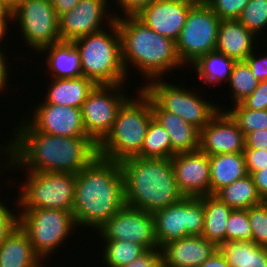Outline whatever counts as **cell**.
Returning a JSON list of instances; mask_svg holds the SVG:
<instances>
[{
  "instance_id": "1",
  "label": "cell",
  "mask_w": 267,
  "mask_h": 267,
  "mask_svg": "<svg viewBox=\"0 0 267 267\" xmlns=\"http://www.w3.org/2000/svg\"><path fill=\"white\" fill-rule=\"evenodd\" d=\"M22 121L13 132V139L0 148V154L7 156L3 158L7 162L6 166L3 164L5 170L22 166L27 172L77 174L98 155V146L90 138L43 133L36 131L26 118Z\"/></svg>"
},
{
  "instance_id": "2",
  "label": "cell",
  "mask_w": 267,
  "mask_h": 267,
  "mask_svg": "<svg viewBox=\"0 0 267 267\" xmlns=\"http://www.w3.org/2000/svg\"><path fill=\"white\" fill-rule=\"evenodd\" d=\"M125 205L119 162L96 156L76 174L72 214L77 226L97 230Z\"/></svg>"
},
{
  "instance_id": "3",
  "label": "cell",
  "mask_w": 267,
  "mask_h": 267,
  "mask_svg": "<svg viewBox=\"0 0 267 267\" xmlns=\"http://www.w3.org/2000/svg\"><path fill=\"white\" fill-rule=\"evenodd\" d=\"M114 17L120 33L122 64L126 74L127 65L132 64L146 81H151L164 79L163 74L184 66L172 39L156 33L136 16L123 17L117 13Z\"/></svg>"
},
{
  "instance_id": "4",
  "label": "cell",
  "mask_w": 267,
  "mask_h": 267,
  "mask_svg": "<svg viewBox=\"0 0 267 267\" xmlns=\"http://www.w3.org/2000/svg\"><path fill=\"white\" fill-rule=\"evenodd\" d=\"M119 163L124 177L125 205L153 214L184 197L177 186L171 159L135 156Z\"/></svg>"
},
{
  "instance_id": "5",
  "label": "cell",
  "mask_w": 267,
  "mask_h": 267,
  "mask_svg": "<svg viewBox=\"0 0 267 267\" xmlns=\"http://www.w3.org/2000/svg\"><path fill=\"white\" fill-rule=\"evenodd\" d=\"M138 91V98L132 96L118 111L112 130L98 145V156L120 162L135 157L141 151L154 117L151 97L141 87Z\"/></svg>"
},
{
  "instance_id": "6",
  "label": "cell",
  "mask_w": 267,
  "mask_h": 267,
  "mask_svg": "<svg viewBox=\"0 0 267 267\" xmlns=\"http://www.w3.org/2000/svg\"><path fill=\"white\" fill-rule=\"evenodd\" d=\"M112 29V30H111ZM101 30L72 41L80 52L83 76L97 85L124 84L121 39L116 21ZM112 31V32H111Z\"/></svg>"
},
{
  "instance_id": "7",
  "label": "cell",
  "mask_w": 267,
  "mask_h": 267,
  "mask_svg": "<svg viewBox=\"0 0 267 267\" xmlns=\"http://www.w3.org/2000/svg\"><path fill=\"white\" fill-rule=\"evenodd\" d=\"M19 212L18 225L41 260L52 255L77 227L72 211L37 208Z\"/></svg>"
},
{
  "instance_id": "8",
  "label": "cell",
  "mask_w": 267,
  "mask_h": 267,
  "mask_svg": "<svg viewBox=\"0 0 267 267\" xmlns=\"http://www.w3.org/2000/svg\"><path fill=\"white\" fill-rule=\"evenodd\" d=\"M26 177L16 200L17 208L72 211L76 173L28 172Z\"/></svg>"
},
{
  "instance_id": "9",
  "label": "cell",
  "mask_w": 267,
  "mask_h": 267,
  "mask_svg": "<svg viewBox=\"0 0 267 267\" xmlns=\"http://www.w3.org/2000/svg\"><path fill=\"white\" fill-rule=\"evenodd\" d=\"M150 82L145 86L142 85L141 88L163 110L175 114L199 130H202L221 109H224L203 99L189 88H183L182 85L177 87L162 79H154Z\"/></svg>"
},
{
  "instance_id": "10",
  "label": "cell",
  "mask_w": 267,
  "mask_h": 267,
  "mask_svg": "<svg viewBox=\"0 0 267 267\" xmlns=\"http://www.w3.org/2000/svg\"><path fill=\"white\" fill-rule=\"evenodd\" d=\"M220 21L205 2L190 9L176 41V50L183 65H192L201 56L215 51Z\"/></svg>"
},
{
  "instance_id": "11",
  "label": "cell",
  "mask_w": 267,
  "mask_h": 267,
  "mask_svg": "<svg viewBox=\"0 0 267 267\" xmlns=\"http://www.w3.org/2000/svg\"><path fill=\"white\" fill-rule=\"evenodd\" d=\"M123 87L124 84L96 85L82 105L83 126L97 146L110 133L118 111L130 97Z\"/></svg>"
},
{
  "instance_id": "12",
  "label": "cell",
  "mask_w": 267,
  "mask_h": 267,
  "mask_svg": "<svg viewBox=\"0 0 267 267\" xmlns=\"http://www.w3.org/2000/svg\"><path fill=\"white\" fill-rule=\"evenodd\" d=\"M158 247L190 235H201L204 228V203L200 197H183L153 213Z\"/></svg>"
},
{
  "instance_id": "13",
  "label": "cell",
  "mask_w": 267,
  "mask_h": 267,
  "mask_svg": "<svg viewBox=\"0 0 267 267\" xmlns=\"http://www.w3.org/2000/svg\"><path fill=\"white\" fill-rule=\"evenodd\" d=\"M14 20L18 21L26 46L37 52L60 41L58 17L51 0H27L19 4L12 10Z\"/></svg>"
},
{
  "instance_id": "14",
  "label": "cell",
  "mask_w": 267,
  "mask_h": 267,
  "mask_svg": "<svg viewBox=\"0 0 267 267\" xmlns=\"http://www.w3.org/2000/svg\"><path fill=\"white\" fill-rule=\"evenodd\" d=\"M101 240H124L148 249L159 248L152 213L124 205L96 231Z\"/></svg>"
},
{
  "instance_id": "15",
  "label": "cell",
  "mask_w": 267,
  "mask_h": 267,
  "mask_svg": "<svg viewBox=\"0 0 267 267\" xmlns=\"http://www.w3.org/2000/svg\"><path fill=\"white\" fill-rule=\"evenodd\" d=\"M108 1L80 0L70 12L60 15L58 17L60 41L72 42L103 30V19L108 20L106 21L108 25L114 23L116 18L113 14H108Z\"/></svg>"
},
{
  "instance_id": "16",
  "label": "cell",
  "mask_w": 267,
  "mask_h": 267,
  "mask_svg": "<svg viewBox=\"0 0 267 267\" xmlns=\"http://www.w3.org/2000/svg\"><path fill=\"white\" fill-rule=\"evenodd\" d=\"M31 113L33 117L27 118L26 121L36 131L62 137L89 138L83 126L82 111L79 108L44 101L41 105L39 103Z\"/></svg>"
},
{
  "instance_id": "17",
  "label": "cell",
  "mask_w": 267,
  "mask_h": 267,
  "mask_svg": "<svg viewBox=\"0 0 267 267\" xmlns=\"http://www.w3.org/2000/svg\"><path fill=\"white\" fill-rule=\"evenodd\" d=\"M171 161L177 186L184 197L210 195V161L206 153L180 152Z\"/></svg>"
},
{
  "instance_id": "18",
  "label": "cell",
  "mask_w": 267,
  "mask_h": 267,
  "mask_svg": "<svg viewBox=\"0 0 267 267\" xmlns=\"http://www.w3.org/2000/svg\"><path fill=\"white\" fill-rule=\"evenodd\" d=\"M194 5L188 0H153L136 17L156 33L176 42Z\"/></svg>"
},
{
  "instance_id": "19",
  "label": "cell",
  "mask_w": 267,
  "mask_h": 267,
  "mask_svg": "<svg viewBox=\"0 0 267 267\" xmlns=\"http://www.w3.org/2000/svg\"><path fill=\"white\" fill-rule=\"evenodd\" d=\"M199 150L208 156L217 154L243 153L245 135L226 112L220 110L200 130Z\"/></svg>"
},
{
  "instance_id": "20",
  "label": "cell",
  "mask_w": 267,
  "mask_h": 267,
  "mask_svg": "<svg viewBox=\"0 0 267 267\" xmlns=\"http://www.w3.org/2000/svg\"><path fill=\"white\" fill-rule=\"evenodd\" d=\"M218 247L201 235H190L161 247L163 267H200Z\"/></svg>"
},
{
  "instance_id": "21",
  "label": "cell",
  "mask_w": 267,
  "mask_h": 267,
  "mask_svg": "<svg viewBox=\"0 0 267 267\" xmlns=\"http://www.w3.org/2000/svg\"><path fill=\"white\" fill-rule=\"evenodd\" d=\"M151 108L154 119L170 135L171 148L175 153L199 150V129L175 114L163 110L152 98Z\"/></svg>"
},
{
  "instance_id": "22",
  "label": "cell",
  "mask_w": 267,
  "mask_h": 267,
  "mask_svg": "<svg viewBox=\"0 0 267 267\" xmlns=\"http://www.w3.org/2000/svg\"><path fill=\"white\" fill-rule=\"evenodd\" d=\"M255 36L238 20H221L215 51L235 61H245L255 49ZM254 41V42H253Z\"/></svg>"
},
{
  "instance_id": "23",
  "label": "cell",
  "mask_w": 267,
  "mask_h": 267,
  "mask_svg": "<svg viewBox=\"0 0 267 267\" xmlns=\"http://www.w3.org/2000/svg\"><path fill=\"white\" fill-rule=\"evenodd\" d=\"M46 53L47 68L50 78L69 79L83 76L80 52L71 41H59L42 48ZM48 52V53H47Z\"/></svg>"
},
{
  "instance_id": "24",
  "label": "cell",
  "mask_w": 267,
  "mask_h": 267,
  "mask_svg": "<svg viewBox=\"0 0 267 267\" xmlns=\"http://www.w3.org/2000/svg\"><path fill=\"white\" fill-rule=\"evenodd\" d=\"M42 261L19 225L0 243V267H42Z\"/></svg>"
},
{
  "instance_id": "25",
  "label": "cell",
  "mask_w": 267,
  "mask_h": 267,
  "mask_svg": "<svg viewBox=\"0 0 267 267\" xmlns=\"http://www.w3.org/2000/svg\"><path fill=\"white\" fill-rule=\"evenodd\" d=\"M51 79V86H49L48 93L45 96V102L79 109L82 108L84 101L97 85L93 80L84 76L69 79Z\"/></svg>"
},
{
  "instance_id": "26",
  "label": "cell",
  "mask_w": 267,
  "mask_h": 267,
  "mask_svg": "<svg viewBox=\"0 0 267 267\" xmlns=\"http://www.w3.org/2000/svg\"><path fill=\"white\" fill-rule=\"evenodd\" d=\"M209 161L210 195L248 175L243 153L211 155Z\"/></svg>"
},
{
  "instance_id": "27",
  "label": "cell",
  "mask_w": 267,
  "mask_h": 267,
  "mask_svg": "<svg viewBox=\"0 0 267 267\" xmlns=\"http://www.w3.org/2000/svg\"><path fill=\"white\" fill-rule=\"evenodd\" d=\"M200 198L204 203V228L201 236L219 247L226 242V223L233 209L214 195Z\"/></svg>"
},
{
  "instance_id": "28",
  "label": "cell",
  "mask_w": 267,
  "mask_h": 267,
  "mask_svg": "<svg viewBox=\"0 0 267 267\" xmlns=\"http://www.w3.org/2000/svg\"><path fill=\"white\" fill-rule=\"evenodd\" d=\"M218 249L230 267H267V248L250 241H228Z\"/></svg>"
},
{
  "instance_id": "29",
  "label": "cell",
  "mask_w": 267,
  "mask_h": 267,
  "mask_svg": "<svg viewBox=\"0 0 267 267\" xmlns=\"http://www.w3.org/2000/svg\"><path fill=\"white\" fill-rule=\"evenodd\" d=\"M214 196L233 210L248 209L263 202L258 194L254 180L249 174L237 179L230 185L222 187Z\"/></svg>"
},
{
  "instance_id": "30",
  "label": "cell",
  "mask_w": 267,
  "mask_h": 267,
  "mask_svg": "<svg viewBox=\"0 0 267 267\" xmlns=\"http://www.w3.org/2000/svg\"><path fill=\"white\" fill-rule=\"evenodd\" d=\"M236 61L217 51L201 56L191 67L205 84H220L229 80ZM225 80V81H224Z\"/></svg>"
},
{
  "instance_id": "31",
  "label": "cell",
  "mask_w": 267,
  "mask_h": 267,
  "mask_svg": "<svg viewBox=\"0 0 267 267\" xmlns=\"http://www.w3.org/2000/svg\"><path fill=\"white\" fill-rule=\"evenodd\" d=\"M175 154L171 148L170 135L153 118L150 121L141 151L136 156L146 159H171Z\"/></svg>"
},
{
  "instance_id": "32",
  "label": "cell",
  "mask_w": 267,
  "mask_h": 267,
  "mask_svg": "<svg viewBox=\"0 0 267 267\" xmlns=\"http://www.w3.org/2000/svg\"><path fill=\"white\" fill-rule=\"evenodd\" d=\"M104 243L102 262L106 267H122L147 251L144 246L131 241L104 240Z\"/></svg>"
},
{
  "instance_id": "33",
  "label": "cell",
  "mask_w": 267,
  "mask_h": 267,
  "mask_svg": "<svg viewBox=\"0 0 267 267\" xmlns=\"http://www.w3.org/2000/svg\"><path fill=\"white\" fill-rule=\"evenodd\" d=\"M231 88V104H240L257 88L259 81L251 72L246 61H236L233 65L230 78L228 80Z\"/></svg>"
},
{
  "instance_id": "34",
  "label": "cell",
  "mask_w": 267,
  "mask_h": 267,
  "mask_svg": "<svg viewBox=\"0 0 267 267\" xmlns=\"http://www.w3.org/2000/svg\"><path fill=\"white\" fill-rule=\"evenodd\" d=\"M231 118L236 122L240 130L246 136L255 130L267 129V109L251 110L246 109L241 103L235 104L234 108L226 110Z\"/></svg>"
},
{
  "instance_id": "35",
  "label": "cell",
  "mask_w": 267,
  "mask_h": 267,
  "mask_svg": "<svg viewBox=\"0 0 267 267\" xmlns=\"http://www.w3.org/2000/svg\"><path fill=\"white\" fill-rule=\"evenodd\" d=\"M237 20L258 36L267 27V0H249Z\"/></svg>"
},
{
  "instance_id": "36",
  "label": "cell",
  "mask_w": 267,
  "mask_h": 267,
  "mask_svg": "<svg viewBox=\"0 0 267 267\" xmlns=\"http://www.w3.org/2000/svg\"><path fill=\"white\" fill-rule=\"evenodd\" d=\"M228 241L252 242V230L247 209H234L230 213L226 223V242Z\"/></svg>"
},
{
  "instance_id": "37",
  "label": "cell",
  "mask_w": 267,
  "mask_h": 267,
  "mask_svg": "<svg viewBox=\"0 0 267 267\" xmlns=\"http://www.w3.org/2000/svg\"><path fill=\"white\" fill-rule=\"evenodd\" d=\"M252 242L267 248V206L262 202L247 209Z\"/></svg>"
},
{
  "instance_id": "38",
  "label": "cell",
  "mask_w": 267,
  "mask_h": 267,
  "mask_svg": "<svg viewBox=\"0 0 267 267\" xmlns=\"http://www.w3.org/2000/svg\"><path fill=\"white\" fill-rule=\"evenodd\" d=\"M249 0H205V4L221 20H237Z\"/></svg>"
},
{
  "instance_id": "39",
  "label": "cell",
  "mask_w": 267,
  "mask_h": 267,
  "mask_svg": "<svg viewBox=\"0 0 267 267\" xmlns=\"http://www.w3.org/2000/svg\"><path fill=\"white\" fill-rule=\"evenodd\" d=\"M241 104L246 109L266 110L267 109V80L260 81L253 93L248 96Z\"/></svg>"
},
{
  "instance_id": "40",
  "label": "cell",
  "mask_w": 267,
  "mask_h": 267,
  "mask_svg": "<svg viewBox=\"0 0 267 267\" xmlns=\"http://www.w3.org/2000/svg\"><path fill=\"white\" fill-rule=\"evenodd\" d=\"M122 267H163L161 248L148 249L144 254Z\"/></svg>"
},
{
  "instance_id": "41",
  "label": "cell",
  "mask_w": 267,
  "mask_h": 267,
  "mask_svg": "<svg viewBox=\"0 0 267 267\" xmlns=\"http://www.w3.org/2000/svg\"><path fill=\"white\" fill-rule=\"evenodd\" d=\"M247 172L252 175L267 165V152L258 149H245L243 151Z\"/></svg>"
},
{
  "instance_id": "42",
  "label": "cell",
  "mask_w": 267,
  "mask_h": 267,
  "mask_svg": "<svg viewBox=\"0 0 267 267\" xmlns=\"http://www.w3.org/2000/svg\"><path fill=\"white\" fill-rule=\"evenodd\" d=\"M9 206H5L0 201V243L9 235V233L18 225V214L11 212Z\"/></svg>"
},
{
  "instance_id": "43",
  "label": "cell",
  "mask_w": 267,
  "mask_h": 267,
  "mask_svg": "<svg viewBox=\"0 0 267 267\" xmlns=\"http://www.w3.org/2000/svg\"><path fill=\"white\" fill-rule=\"evenodd\" d=\"M253 51L250 53L245 61L250 66L252 74L258 81H266L267 80V52L265 54H259L257 57L256 52ZM262 56V57H261Z\"/></svg>"
},
{
  "instance_id": "44",
  "label": "cell",
  "mask_w": 267,
  "mask_h": 267,
  "mask_svg": "<svg viewBox=\"0 0 267 267\" xmlns=\"http://www.w3.org/2000/svg\"><path fill=\"white\" fill-rule=\"evenodd\" d=\"M245 149H258L267 152V129H258L245 136Z\"/></svg>"
},
{
  "instance_id": "45",
  "label": "cell",
  "mask_w": 267,
  "mask_h": 267,
  "mask_svg": "<svg viewBox=\"0 0 267 267\" xmlns=\"http://www.w3.org/2000/svg\"><path fill=\"white\" fill-rule=\"evenodd\" d=\"M115 1V0H114ZM153 0H116L123 11V17L138 15Z\"/></svg>"
},
{
  "instance_id": "46",
  "label": "cell",
  "mask_w": 267,
  "mask_h": 267,
  "mask_svg": "<svg viewBox=\"0 0 267 267\" xmlns=\"http://www.w3.org/2000/svg\"><path fill=\"white\" fill-rule=\"evenodd\" d=\"M251 176L262 200L267 199V165L265 168L254 172Z\"/></svg>"
},
{
  "instance_id": "47",
  "label": "cell",
  "mask_w": 267,
  "mask_h": 267,
  "mask_svg": "<svg viewBox=\"0 0 267 267\" xmlns=\"http://www.w3.org/2000/svg\"><path fill=\"white\" fill-rule=\"evenodd\" d=\"M57 17L70 12L80 0H51Z\"/></svg>"
},
{
  "instance_id": "48",
  "label": "cell",
  "mask_w": 267,
  "mask_h": 267,
  "mask_svg": "<svg viewBox=\"0 0 267 267\" xmlns=\"http://www.w3.org/2000/svg\"><path fill=\"white\" fill-rule=\"evenodd\" d=\"M200 267H230L225 256L217 249Z\"/></svg>"
},
{
  "instance_id": "49",
  "label": "cell",
  "mask_w": 267,
  "mask_h": 267,
  "mask_svg": "<svg viewBox=\"0 0 267 267\" xmlns=\"http://www.w3.org/2000/svg\"><path fill=\"white\" fill-rule=\"evenodd\" d=\"M4 54H5V52L3 53V51L0 47V93L1 92L3 93L2 90L7 89L6 85H9V84H7V83H9L8 82L9 77L7 74L8 73L7 70L9 69L7 67V64H9V63L7 62L8 57H6Z\"/></svg>"
},
{
  "instance_id": "50",
  "label": "cell",
  "mask_w": 267,
  "mask_h": 267,
  "mask_svg": "<svg viewBox=\"0 0 267 267\" xmlns=\"http://www.w3.org/2000/svg\"><path fill=\"white\" fill-rule=\"evenodd\" d=\"M12 10L7 4L0 0V22H11Z\"/></svg>"
},
{
  "instance_id": "51",
  "label": "cell",
  "mask_w": 267,
  "mask_h": 267,
  "mask_svg": "<svg viewBox=\"0 0 267 267\" xmlns=\"http://www.w3.org/2000/svg\"><path fill=\"white\" fill-rule=\"evenodd\" d=\"M8 24V22H0V43L2 42L1 40H4L3 37L7 35Z\"/></svg>"
},
{
  "instance_id": "52",
  "label": "cell",
  "mask_w": 267,
  "mask_h": 267,
  "mask_svg": "<svg viewBox=\"0 0 267 267\" xmlns=\"http://www.w3.org/2000/svg\"><path fill=\"white\" fill-rule=\"evenodd\" d=\"M27 0H10V9H15L19 4L25 2Z\"/></svg>"
},
{
  "instance_id": "53",
  "label": "cell",
  "mask_w": 267,
  "mask_h": 267,
  "mask_svg": "<svg viewBox=\"0 0 267 267\" xmlns=\"http://www.w3.org/2000/svg\"><path fill=\"white\" fill-rule=\"evenodd\" d=\"M188 1H191V2H193L195 4H199V3H204L205 2V0H188Z\"/></svg>"
},
{
  "instance_id": "54",
  "label": "cell",
  "mask_w": 267,
  "mask_h": 267,
  "mask_svg": "<svg viewBox=\"0 0 267 267\" xmlns=\"http://www.w3.org/2000/svg\"><path fill=\"white\" fill-rule=\"evenodd\" d=\"M7 4V6L10 8V0H1Z\"/></svg>"
},
{
  "instance_id": "55",
  "label": "cell",
  "mask_w": 267,
  "mask_h": 267,
  "mask_svg": "<svg viewBox=\"0 0 267 267\" xmlns=\"http://www.w3.org/2000/svg\"><path fill=\"white\" fill-rule=\"evenodd\" d=\"M263 203L267 206V199L263 200Z\"/></svg>"
}]
</instances>
